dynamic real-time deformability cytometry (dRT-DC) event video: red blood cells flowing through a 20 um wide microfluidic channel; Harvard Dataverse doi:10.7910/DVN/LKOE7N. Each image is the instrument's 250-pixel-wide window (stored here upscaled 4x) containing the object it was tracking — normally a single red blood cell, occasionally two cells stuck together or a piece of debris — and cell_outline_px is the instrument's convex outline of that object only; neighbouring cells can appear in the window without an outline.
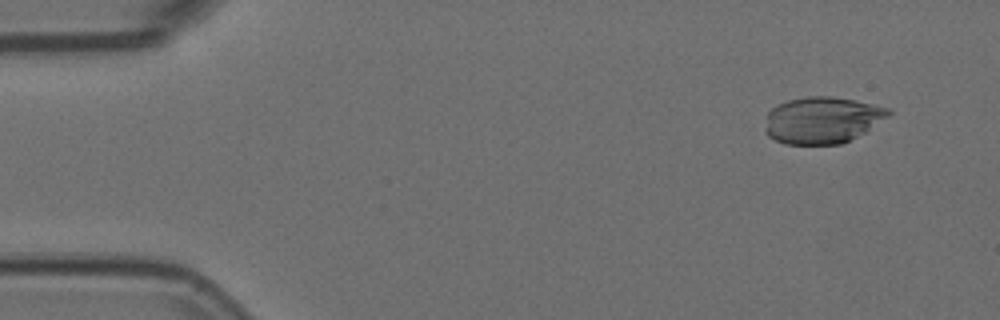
{"species": "Egyptian fruit bat (a non-hibernating species)", "species_latin": "Rousettus aegyptiacus", "temperature_condition": "room temperature", "stored_images_in_passage": 5, "segment_of_instrument_passage": [2, 2], "camera_frame_rate_fps": 3000, "um_per_image_px": 0.085, "animal": {"sex": "female"}, "frame": {"image": 1, "passage_image": 5, "time_ms": 1.333, "image_size_px": [1000, 320], "cell_outline_px": [[892, 112], [888, 116], [864, 132], [840, 144], [784, 144], [768, 136], [764, 132], [764, 128], [768, 112], [772, 108], [788, 100], [808, 96], [832, 96], [856, 100], [888, 108]], "centroid_in_image_um": [69.85, 10.2], "position_along_channel_um": 15.2, "area_um2": 33.35}}